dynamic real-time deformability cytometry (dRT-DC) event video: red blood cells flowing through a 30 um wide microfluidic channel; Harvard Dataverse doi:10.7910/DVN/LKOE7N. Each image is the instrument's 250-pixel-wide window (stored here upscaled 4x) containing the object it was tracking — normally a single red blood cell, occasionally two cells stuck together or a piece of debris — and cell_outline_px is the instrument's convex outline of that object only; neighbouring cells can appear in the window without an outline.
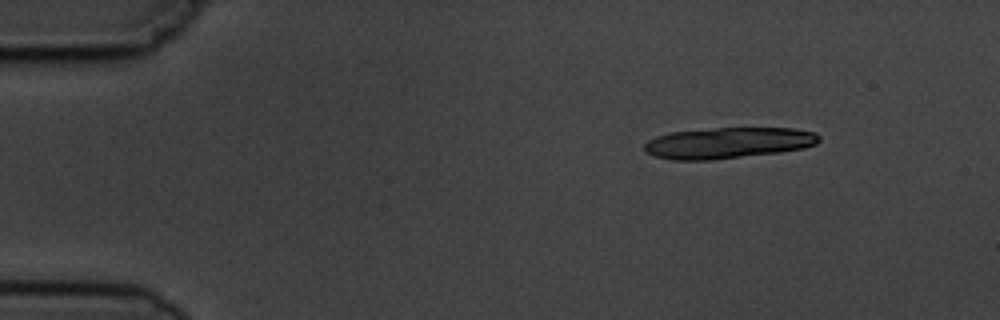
{"species": "common noctule bat (a hibernating species)", "species_latin": "Nyctalus noctula", "temperature_condition": "cold", "stored_images_in_passage": 9, "camera_frame_rate_fps": 3000, "um_per_image_px": 0.085, "animal": {"sex": "male", "body_mass_g": 19.5, "forearm_length_mm": 54.6}, "frame": {"image": 1, "passage_image": 1, "time_ms": 0.0, "image_size_px": [1000, 320], "cell_outline_px": [[820, 140], [816, 144], [804, 148], [780, 152], [712, 160], [672, 160], [656, 156], [644, 152], [644, 144], [648, 140], [656, 136], [668, 132], [716, 128], [792, 128], [816, 132], [820, 136]], "centroid_in_image_um": [61.88, 12.14], "position_along_channel_um": 23.1, "area_um2": 31.79}}
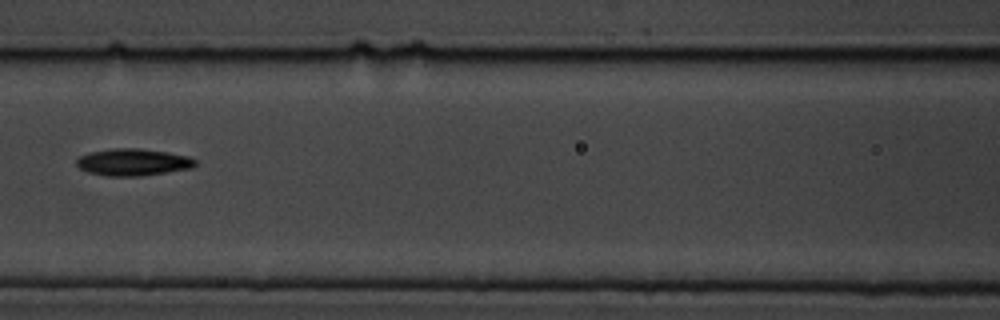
{"frame": {"image": 2, "passage_image": 6, "time_ms": 6.0, "image_size_px": [1000, 320], "cell_outline_px": [[196, 164], [192, 168], [140, 176], [104, 176], [88, 172], [80, 168], [76, 164], [76, 160], [80, 156], [92, 152], [112, 148], [140, 148], [168, 152], [188, 156], [196, 160]], "centroid_in_image_um": [11.31, 13.78], "position_along_channel_um": 155.3, "area_um2": 18.67}}
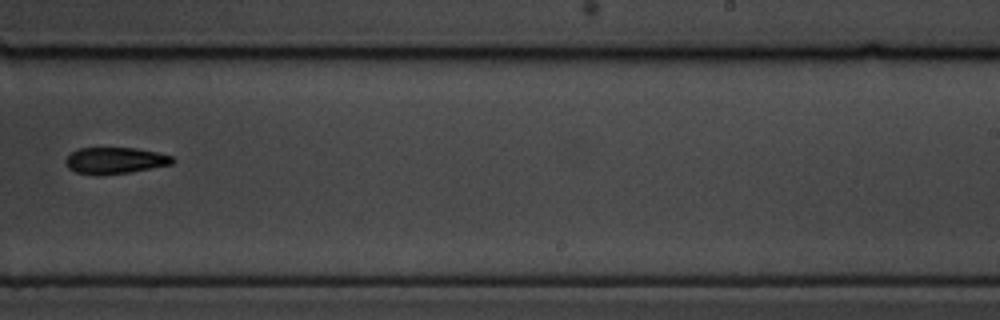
{"frame": {"image": 3, "passage_image": 9, "time_ms": 9.333, "image_size_px": [1000, 320], "cell_outline_px": [[176, 160], [172, 164], [128, 172], [100, 176], [96, 176], [76, 172], [68, 168], [64, 160], [76, 148], [136, 148], [160, 152], [172, 156]], "centroid_in_image_um": [9.77, 13.64], "position_along_channel_um": 279.2, "area_um2": 16.65}}